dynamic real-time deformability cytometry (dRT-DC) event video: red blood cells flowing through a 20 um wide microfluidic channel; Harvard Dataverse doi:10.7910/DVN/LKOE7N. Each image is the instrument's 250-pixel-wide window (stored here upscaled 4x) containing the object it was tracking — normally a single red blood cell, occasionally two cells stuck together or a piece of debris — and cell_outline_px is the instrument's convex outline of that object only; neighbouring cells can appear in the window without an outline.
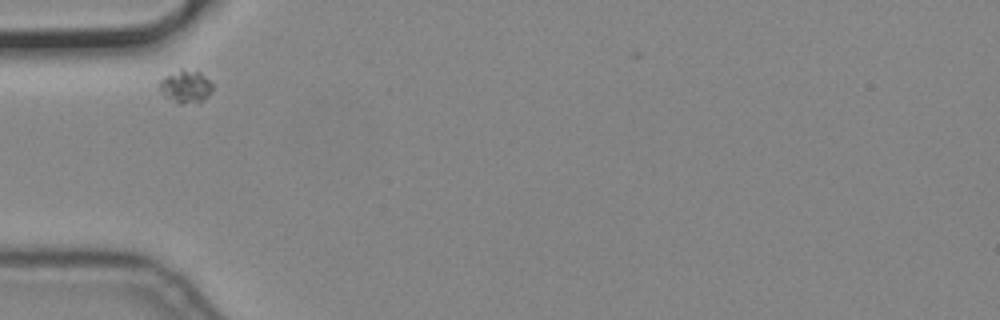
{"species": "common noctule bat (a hibernating species)", "species_latin": "Nyctalus noctula", "temperature_condition": "cold", "stored_images_in_passage": 2, "camera_frame_rate_fps": 3000, "um_per_image_px": 0.085, "animal": {"sex": "male", "body_mass_g": 19.2, "forearm_length_mm": 51.8}, "frame": {"image": 1, "passage_image": 1, "time_ms": 0.0, "image_size_px": [1000, 320], "cell_outline_px": [[212, 92], [204, 100], [196, 104], [180, 104], [164, 96], [160, 92], [160, 80], [180, 68], [200, 72], [212, 84]], "centroid_in_image_um": [15.8, 7.38], "position_along_channel_um": 69.2, "area_um2": 10.17}}